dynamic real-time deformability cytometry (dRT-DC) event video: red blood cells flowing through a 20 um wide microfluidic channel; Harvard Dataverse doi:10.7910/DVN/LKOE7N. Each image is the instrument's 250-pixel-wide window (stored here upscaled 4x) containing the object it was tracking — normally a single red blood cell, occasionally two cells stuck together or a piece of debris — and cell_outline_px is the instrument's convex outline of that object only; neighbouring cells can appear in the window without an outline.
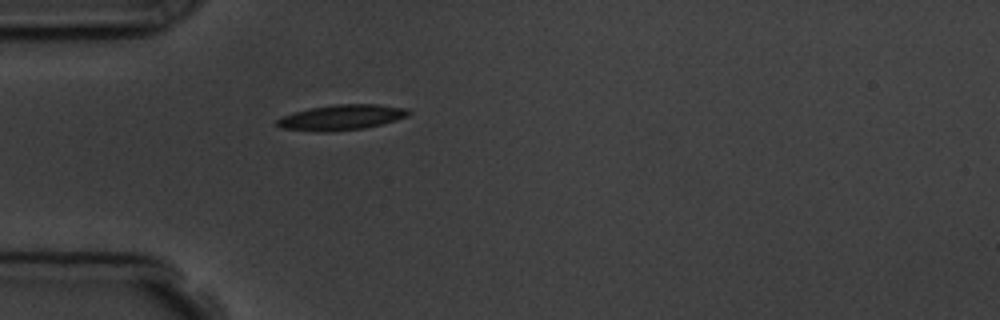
{"species": "common noctule bat (a hibernating species)", "species_latin": "Nyctalus noctula", "temperature_condition": "room temperature", "stored_images_in_passage": 1, "camera_frame_rate_fps": 3000, "um_per_image_px": 0.085, "animal": {"sex": "male", "body_mass_g": 19.5, "forearm_length_mm": 54.6}, "frame": {"image": 1, "passage_image": 1, "time_ms": 0.0, "image_size_px": [1000, 320], "cell_outline_px": [[412, 112], [408, 116], [380, 124], [364, 128], [332, 132], [316, 132], [280, 128], [276, 124], [276, 120], [284, 116], [296, 112], [312, 108], [336, 104], [376, 104], [408, 108]], "centroid_in_image_um": [29.04, 9.98], "position_along_channel_um": 56.0, "area_um2": 19.36}}